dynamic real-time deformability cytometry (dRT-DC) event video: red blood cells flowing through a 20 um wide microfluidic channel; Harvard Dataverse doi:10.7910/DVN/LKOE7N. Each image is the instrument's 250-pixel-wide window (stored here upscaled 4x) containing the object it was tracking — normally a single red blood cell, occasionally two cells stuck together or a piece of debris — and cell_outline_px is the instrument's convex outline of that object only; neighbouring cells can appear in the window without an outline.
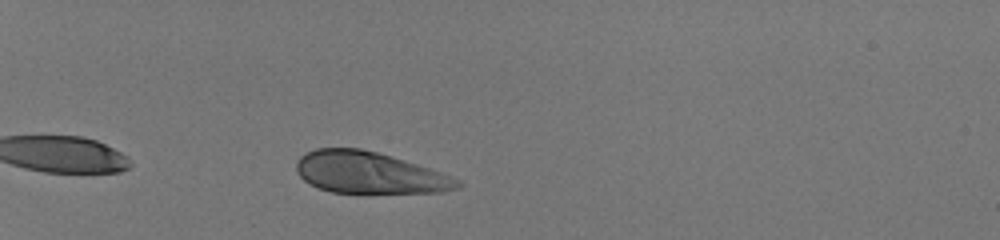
{"species": "human", "species_latin": "Homo sapiens", "temperature_condition": "room temperature", "stored_images_in_passage": 33, "camera_frame_rate_fps": 3000, "um_per_image_px": 0.085, "donor": {"sex": "male"}, "frame": {"image": 1, "passage_image": 1, "time_ms": 0.0, "image_size_px": [1000, 240], "cell_outline_px": [[464, 184], [460, 188], [440, 192], [364, 196], [332, 192], [308, 184], [296, 172], [296, 160], [304, 152], [316, 148], [360, 148], [376, 152], [416, 164], [440, 172], [460, 180]], "centroid_in_image_um": [31.38, 14.74], "position_along_channel_um": 53.6, "area_um2": 40.34}}
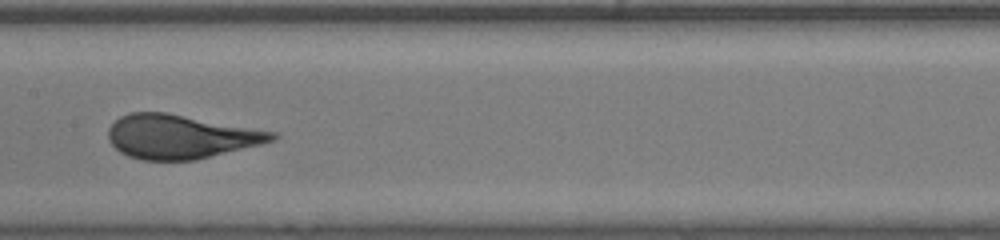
{"frame": {"image": 2, "passage_image": 15, "time_ms": 4.667, "image_size_px": [1000, 240], "cell_outline_px": [[280, 136], [276, 140], [196, 160], [140, 160], [128, 156], [120, 152], [108, 140], [108, 128], [120, 116], [128, 112], [168, 112], [276, 132]], "centroid_in_image_um": [15.33, 11.61], "position_along_channel_um": 192.1, "area_um2": 42.08}}
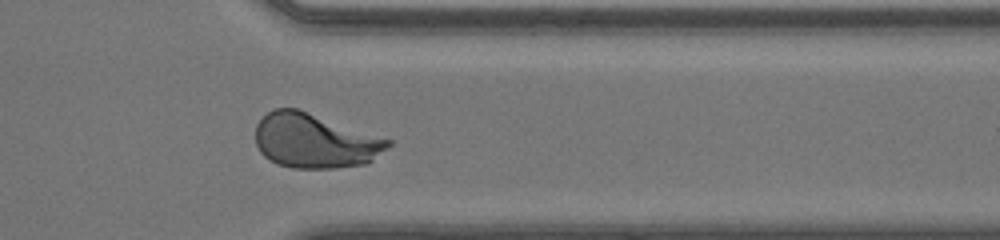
{"frame": {"image": 3, "passage_image": 29, "time_ms": 9.333, "image_size_px": [1000, 240], "cell_outline_px": [[392, 144], [388, 148], [368, 164], [332, 168], [292, 168], [276, 164], [264, 156], [260, 152], [256, 144], [256, 124], [268, 112], [276, 108], [296, 108], [392, 140]], "centroid_in_image_um": [26.77, 11.99], "position_along_channel_um": 384.6, "area_um2": 42.08}, "authors_computed_cell_mechanics": {"area_um2": 41.7316, "velocity_mm_per_s": 4.1176, "shape_relaxation_time_tau1_ms": 3.8015, "shape_relaxation_time_tau2_ms": null, "deformation_change_tau1": 0.1993, "deformation_change_tau2": null}}